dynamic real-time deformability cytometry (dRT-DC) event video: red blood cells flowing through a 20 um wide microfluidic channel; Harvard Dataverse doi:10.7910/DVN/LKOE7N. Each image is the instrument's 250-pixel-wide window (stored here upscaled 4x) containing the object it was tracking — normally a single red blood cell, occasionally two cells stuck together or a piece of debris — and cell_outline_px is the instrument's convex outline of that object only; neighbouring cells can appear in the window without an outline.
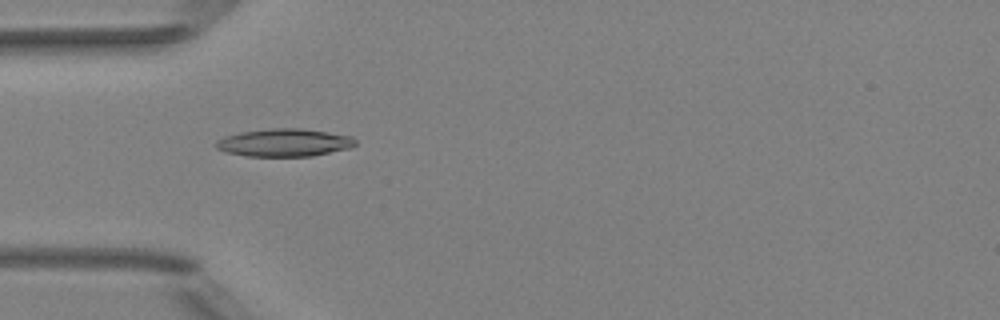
{"species": "Egyptian fruit bat (a non-hibernating species)", "species_latin": "Rousettus aegyptiacus", "temperature_condition": "room temperature", "stored_images_in_passage": 6, "camera_frame_rate_fps": 3000, "um_per_image_px": 0.085, "animal": {"sex": "female"}, "frame": {"image": 1, "passage_image": 5, "time_ms": 1.333, "image_size_px": [1000, 320], "cell_outline_px": [[356, 144], [352, 148], [312, 156], [248, 156], [224, 152], [216, 148], [216, 140], [224, 136], [240, 132], [272, 128], [300, 128], [328, 132], [352, 136], [356, 140]], "centroid_in_image_um": [24.17, 12.12], "position_along_channel_um": 60.8, "area_um2": 22.72}}
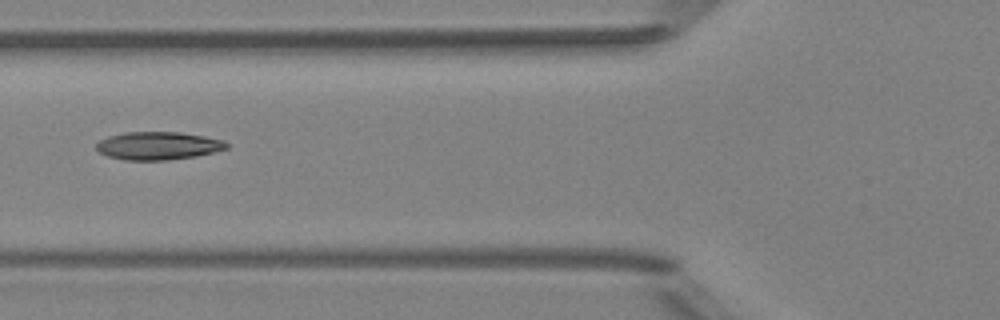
{"frame": {"image": 2, "passage_image": 6, "time_ms": 1.667, "image_size_px": [1000, 320], "cell_outline_px": [[228, 148], [196, 156], [168, 160], [124, 160], [108, 156], [100, 152], [96, 148], [96, 144], [100, 140], [108, 136], [124, 132], [180, 132], [204, 136], [224, 140], [228, 144]], "centroid_in_image_um": [13.43, 12.38], "position_along_channel_um": 112.4, "area_um2": 21.21}}